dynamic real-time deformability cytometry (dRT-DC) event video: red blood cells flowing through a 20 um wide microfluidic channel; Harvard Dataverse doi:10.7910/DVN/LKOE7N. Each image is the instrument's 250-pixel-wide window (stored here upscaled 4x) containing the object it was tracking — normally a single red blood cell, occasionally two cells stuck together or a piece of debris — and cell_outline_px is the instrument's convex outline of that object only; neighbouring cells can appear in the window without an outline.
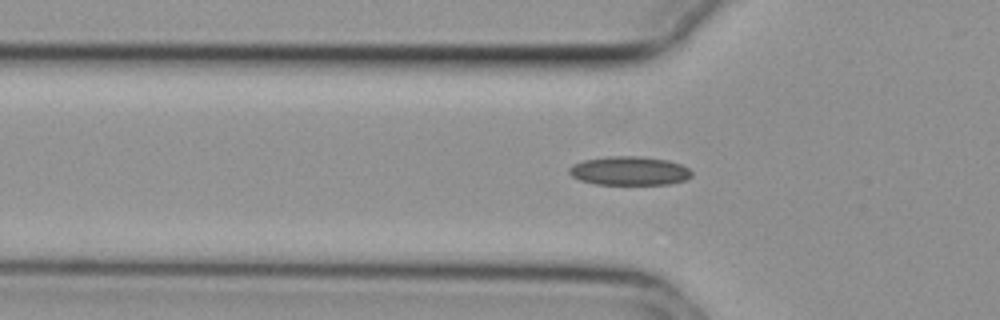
{"species": "common noctule bat (a hibernating species)", "species_latin": "Nyctalus noctula", "temperature_condition": "cold", "stored_images_in_passage": 51, "camera_frame_rate_fps": 3000, "um_per_image_px": 0.085, "animal": {"sex": "female", "body_mass_g": 29.2, "forearm_length_mm": 56.3}, "frame": {"image": 1, "passage_image": 17, "time_ms": 5.333, "image_size_px": [1000, 320], "cell_outline_px": [[692, 176], [684, 180], [668, 184], [596, 184], [580, 180], [572, 176], [568, 172], [568, 168], [572, 164], [584, 160], [612, 156], [636, 156], [668, 160], [680, 164], [688, 168], [692, 172]], "centroid_in_image_um": [53.48, 14.52], "position_along_channel_um": 72.3, "area_um2": 20.46}}
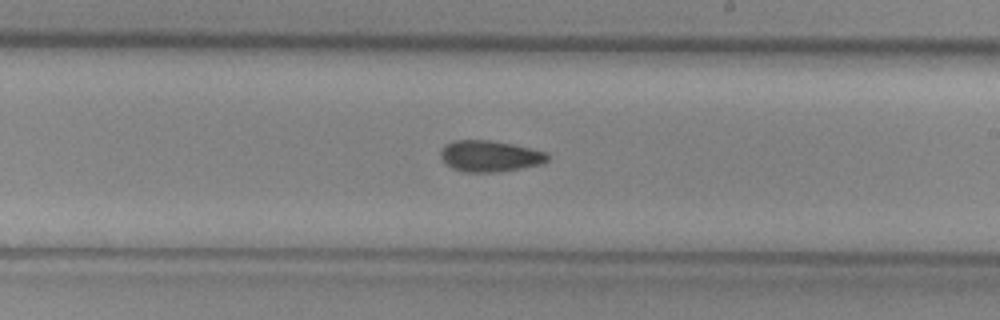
{"frame": {"image": 2, "passage_image": 31, "time_ms": 10.0, "image_size_px": [1000, 320], "cell_outline_px": [[548, 160], [540, 164], [520, 168], [496, 172], [464, 172], [452, 168], [440, 156], [440, 152], [444, 144], [452, 140], [488, 140], [512, 144], [548, 152]], "centroid_in_image_um": [41.62, 13.26], "position_along_channel_um": 247.4, "area_um2": 19.36}}
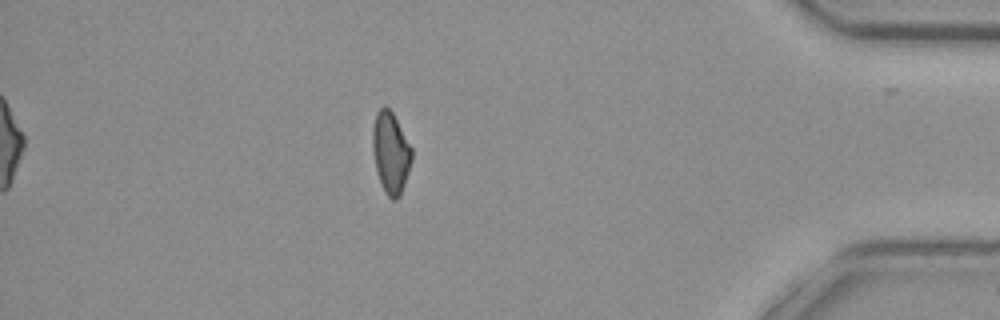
{"frame": {"image": 3, "passage_image": 47, "time_ms": 15.333, "image_size_px": [1000, 320], "cell_outline_px": [[412, 160], [400, 196], [396, 200], [392, 200], [384, 192], [380, 184], [376, 168], [372, 148], [372, 128], [376, 112], [384, 104], [392, 112], [412, 148]], "centroid_in_image_um": [33.19, 12.98], "position_along_channel_um": 402.0, "area_um2": 18.61}}